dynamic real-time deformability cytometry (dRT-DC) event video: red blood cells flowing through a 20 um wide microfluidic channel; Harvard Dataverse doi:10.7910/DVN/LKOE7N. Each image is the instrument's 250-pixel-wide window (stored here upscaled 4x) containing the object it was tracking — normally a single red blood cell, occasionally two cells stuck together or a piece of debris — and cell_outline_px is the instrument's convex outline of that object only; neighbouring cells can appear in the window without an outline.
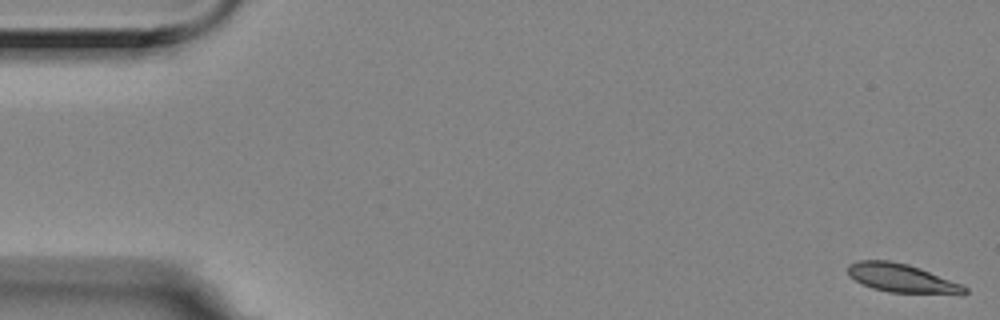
{"species": "Egyptian fruit bat (a non-hibernating species)", "species_latin": "Rousettus aegyptiacus", "temperature_condition": "room temperature", "stored_images_in_passage": 5, "camera_frame_rate_fps": 3000, "um_per_image_px": 0.085, "animal": {"sex": "female"}, "frame": {"image": 1, "passage_image": 1, "time_ms": 0.0, "image_size_px": [1000, 320], "cell_outline_px": [[968, 292], [964, 296], [960, 296], [888, 292], [872, 288], [848, 276], [848, 264], [860, 260], [888, 260], [908, 264], [920, 268], [964, 284], [968, 288]], "centroid_in_image_um": [76.78, 23.68], "position_along_channel_um": 8.2, "area_um2": 20.17}}
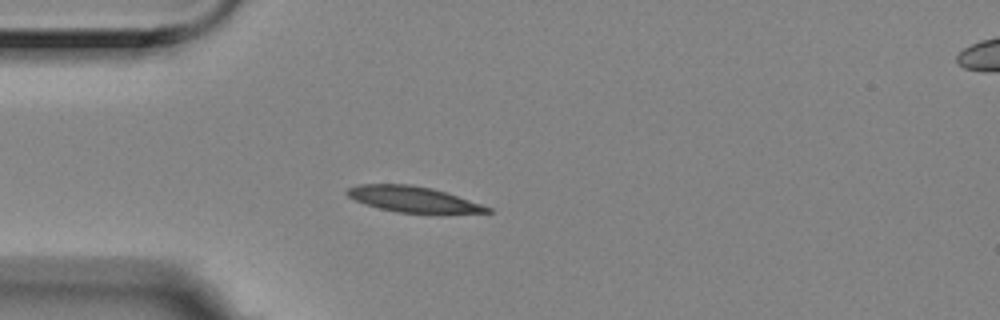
{"frame": {"image": 2, "passage_image": 5, "time_ms": 1.333, "image_size_px": [1000, 320], "cell_outline_px": [[492, 212], [440, 216], [396, 212], [380, 208], [356, 200], [348, 196], [344, 192], [348, 188], [360, 184], [412, 184], [432, 188], [492, 208]], "centroid_in_image_um": [35.2, 16.99], "position_along_channel_um": 49.8, "area_um2": 21.68}}